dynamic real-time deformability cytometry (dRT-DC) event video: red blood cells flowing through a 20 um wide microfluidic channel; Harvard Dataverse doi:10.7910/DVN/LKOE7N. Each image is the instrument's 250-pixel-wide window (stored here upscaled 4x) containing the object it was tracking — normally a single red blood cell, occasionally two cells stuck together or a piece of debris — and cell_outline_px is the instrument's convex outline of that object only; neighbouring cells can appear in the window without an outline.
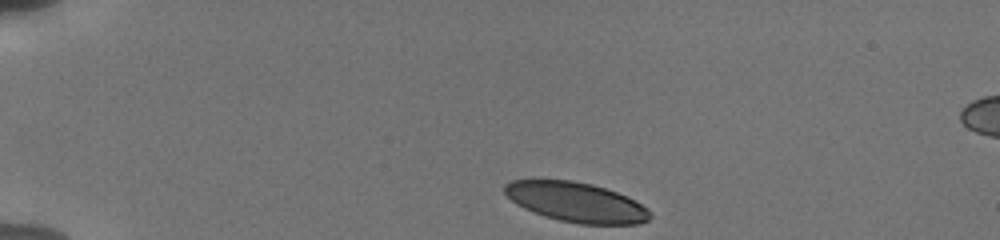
{"species": "human", "species_latin": "Homo sapiens", "temperature_condition": "cold", "stored_images_in_passage": 15, "camera_frame_rate_fps": 3000, "um_per_image_px": 0.085, "donor": {"sex": "male"}, "frame": {"image": 1, "passage_image": 1, "time_ms": 0.0, "image_size_px": [1000, 240], "cell_outline_px": [[652, 216], [648, 220], [636, 224], [580, 224], [560, 220], [544, 216], [524, 208], [516, 204], [504, 192], [504, 184], [512, 180], [572, 180], [592, 184], [628, 196], [648, 208], [652, 212]], "centroid_in_image_um": [49.0, 17.18], "position_along_channel_um": 36.0, "area_um2": 33.64}}
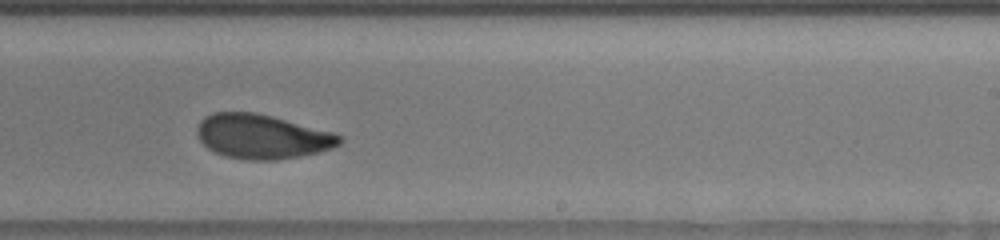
{"frame": {"image": 2, "passage_image": 12, "time_ms": 8.0, "image_size_px": [1000, 240], "cell_outline_px": [[340, 144], [332, 148], [300, 156], [276, 160], [248, 160], [224, 156], [208, 148], [200, 140], [196, 132], [196, 128], [200, 120], [204, 116], [212, 112], [256, 112], [272, 116], [332, 132], [340, 136]], "centroid_in_image_um": [22.22, 11.6], "position_along_channel_um": 266.8, "area_um2": 36.7}}
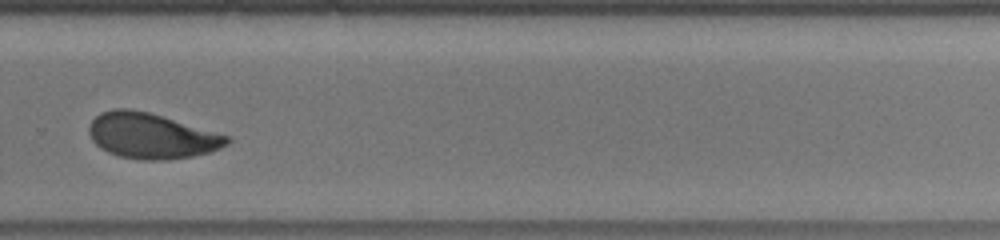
{"frame": {"image": 3, "passage_image": 14, "time_ms": 9.333, "image_size_px": [1000, 240], "cell_outline_px": [[232, 140], [228, 144], [212, 152], [192, 156], [168, 160], [144, 160], [120, 156], [108, 152], [100, 148], [92, 140], [88, 132], [88, 128], [92, 120], [100, 112], [112, 108], [128, 108], [148, 112], [164, 116], [228, 136]], "centroid_in_image_um": [12.86, 11.54], "position_along_channel_um": 316.9, "area_um2": 36.65}}